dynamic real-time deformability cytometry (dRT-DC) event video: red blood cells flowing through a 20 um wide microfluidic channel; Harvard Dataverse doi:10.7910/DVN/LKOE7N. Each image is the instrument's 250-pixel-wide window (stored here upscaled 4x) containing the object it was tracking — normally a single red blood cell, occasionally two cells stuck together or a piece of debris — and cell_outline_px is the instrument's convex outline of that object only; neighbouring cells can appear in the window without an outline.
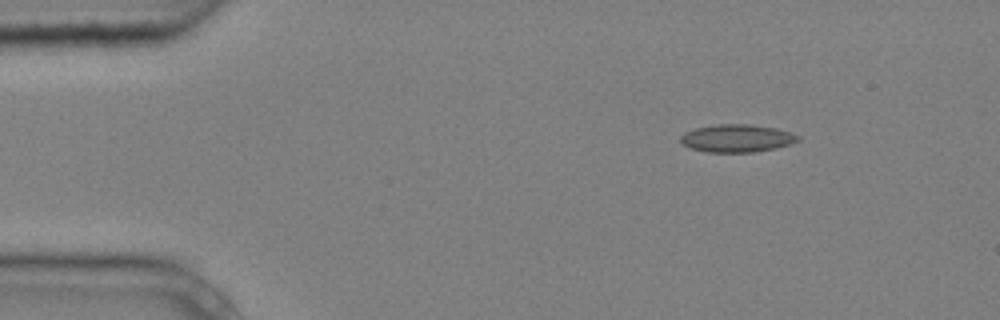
{"species": "common noctule bat (a hibernating species)", "species_latin": "Nyctalus noctula", "temperature_condition": "cold", "stored_images_in_passage": 6, "segment_of_instrument_passage": [2, 2], "camera_frame_rate_fps": 3000, "um_per_image_px": 0.085, "animal": {"sex": "male", "body_mass_g": 20.4}, "frame": {"image": 1, "passage_image": 6, "time_ms": 1.667, "image_size_px": [1000, 320], "cell_outline_px": [[800, 140], [776, 148], [752, 152], [708, 152], [688, 148], [680, 140], [680, 136], [684, 132], [692, 128], [716, 124], [748, 124], [776, 128], [800, 136]], "centroid_in_image_um": [62.58, 11.74], "position_along_channel_um": 22.4, "area_um2": 19.02}}